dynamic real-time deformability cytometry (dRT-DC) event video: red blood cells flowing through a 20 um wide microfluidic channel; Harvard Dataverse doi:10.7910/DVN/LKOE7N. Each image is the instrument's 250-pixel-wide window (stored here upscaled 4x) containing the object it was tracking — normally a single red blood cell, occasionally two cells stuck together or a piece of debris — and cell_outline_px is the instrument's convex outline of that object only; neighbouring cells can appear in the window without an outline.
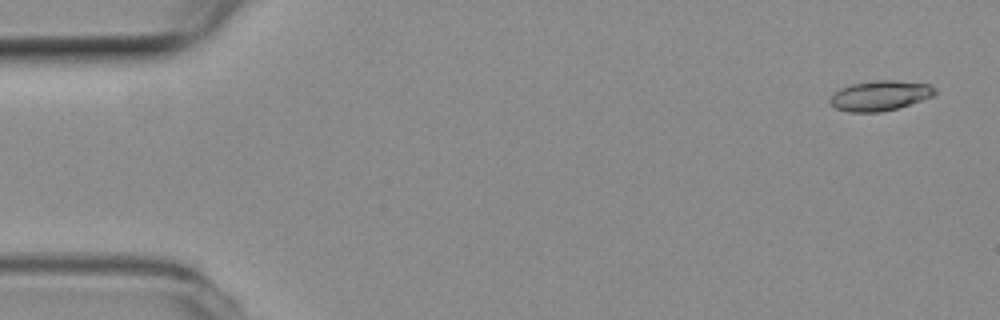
{"species": "common noctule bat (a hibernating species)", "species_latin": "Nyctalus noctula", "temperature_condition": "room temperature", "stored_images_in_passage": 7, "camera_frame_rate_fps": 3000, "um_per_image_px": 0.085, "animal": {"sex": "female", "body_mass_g": 19.3, "forearm_length_mm": 54.1}, "frame": {"image": 1, "passage_image": 1, "time_ms": 0.0, "image_size_px": [1000, 320], "cell_outline_px": [[936, 96], [896, 108], [880, 112], [848, 112], [836, 108], [828, 100], [840, 88], [852, 84], [876, 80], [892, 80], [928, 84], [936, 88]], "centroid_in_image_um": [74.83, 8.13], "position_along_channel_um": 10.2, "area_um2": 18.26}}
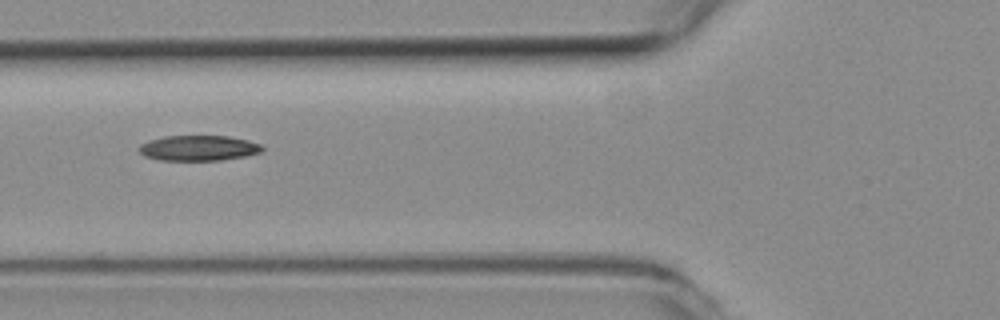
{"frame": {"image": 2, "passage_image": 6, "time_ms": 1.667, "image_size_px": [1000, 320], "cell_outline_px": [[264, 148], [260, 152], [244, 156], [220, 160], [160, 160], [144, 156], [136, 148], [140, 144], [148, 140], [164, 136], [228, 136], [248, 140], [260, 144]], "centroid_in_image_um": [16.83, 12.58], "position_along_channel_um": 109.0, "area_um2": 18.21}}
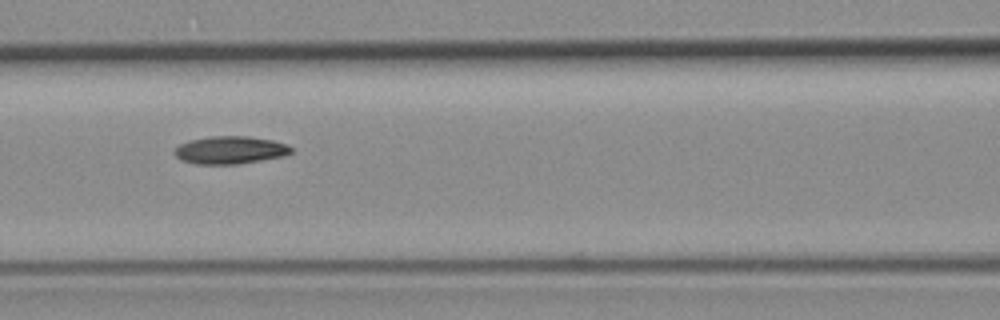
{"frame": {"image": 3, "passage_image": 7, "time_ms": 2.0, "image_size_px": [1000, 320], "cell_outline_px": [[292, 152], [280, 156], [260, 160], [236, 164], [196, 164], [184, 160], [176, 156], [176, 148], [180, 144], [188, 140], [212, 136], [244, 136], [272, 140], [284, 144], [292, 148]], "centroid_in_image_um": [19.54, 12.75], "position_along_channel_um": 147.1, "area_um2": 18.38}}